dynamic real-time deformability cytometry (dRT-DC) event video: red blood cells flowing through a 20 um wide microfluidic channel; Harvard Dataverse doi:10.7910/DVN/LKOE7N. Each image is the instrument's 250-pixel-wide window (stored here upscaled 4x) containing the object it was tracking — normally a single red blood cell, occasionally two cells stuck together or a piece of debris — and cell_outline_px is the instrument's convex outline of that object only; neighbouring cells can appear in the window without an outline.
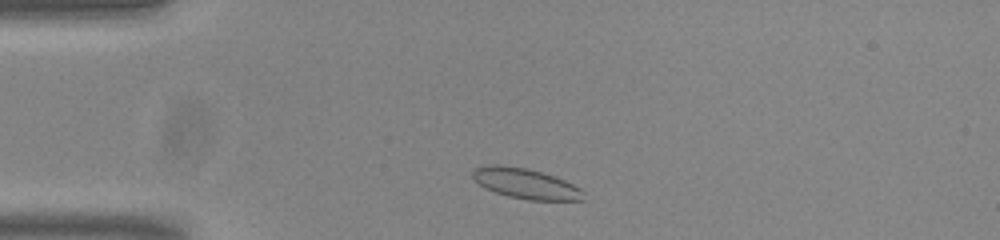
{"species": "common noctule bat (a hibernating species)", "species_latin": "Nyctalus noctula", "temperature_condition": "room temperature", "stored_images_in_passage": 44, "camera_frame_rate_fps": 3000, "um_per_image_px": 0.085, "animal": {"sex": "male", "body_mass_g": 20.0, "forearm_length_mm": 53.3}, "frame": {"image": 1, "passage_image": 3, "time_ms": 0.667, "image_size_px": [1000, 240], "cell_outline_px": [[584, 200], [528, 200], [508, 196], [484, 188], [472, 180], [472, 168], [492, 164], [496, 164], [528, 168], [564, 180], [580, 188], [584, 192]], "centroid_in_image_um": [44.62, 15.6], "position_along_channel_um": 40.4, "area_um2": 19.65}}
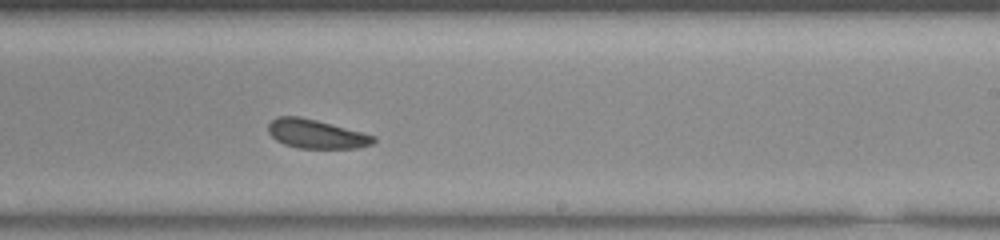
{"frame": {"image": 2, "passage_image": 23, "time_ms": 7.333, "image_size_px": [1000, 240], "cell_outline_px": [[376, 140], [372, 144], [356, 148], [300, 148], [284, 144], [276, 140], [268, 132], [268, 124], [272, 120], [280, 116], [300, 116], [316, 120], [376, 136]], "centroid_in_image_um": [26.86, 11.39], "position_along_channel_um": 262.1, "area_um2": 17.57}}
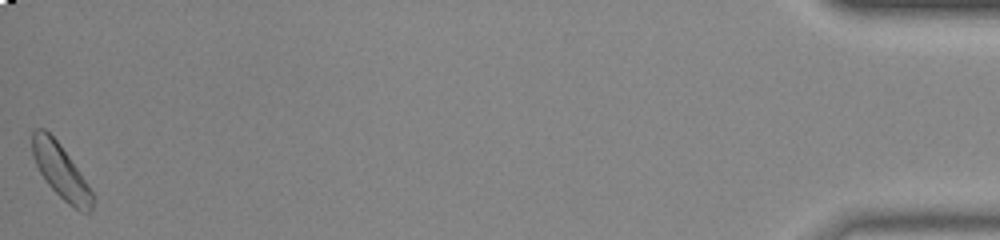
{"frame": {"image": 3, "passage_image": 44, "time_ms": 14.333, "image_size_px": [1000, 240], "cell_outline_px": [[96, 196], [92, 212], [80, 212], [68, 204], [48, 184], [40, 172], [32, 156], [32, 132], [36, 128], [44, 128], [60, 144], [88, 184]], "centroid_in_image_um": [5.2, 14.6], "position_along_channel_um": 430.0, "area_um2": 19.07}, "authors_computed_cell_mechanics": {"area_um2": 18.3226, "velocity_mm_per_s": 3.7832, "shape_relaxation_time_tau1_ms": 2.5391, "shape_relaxation_time_tau2_ms": 1.8501, "deformation_change_tau1": 0.0717, "deformation_change_tau2": 0.0723}}